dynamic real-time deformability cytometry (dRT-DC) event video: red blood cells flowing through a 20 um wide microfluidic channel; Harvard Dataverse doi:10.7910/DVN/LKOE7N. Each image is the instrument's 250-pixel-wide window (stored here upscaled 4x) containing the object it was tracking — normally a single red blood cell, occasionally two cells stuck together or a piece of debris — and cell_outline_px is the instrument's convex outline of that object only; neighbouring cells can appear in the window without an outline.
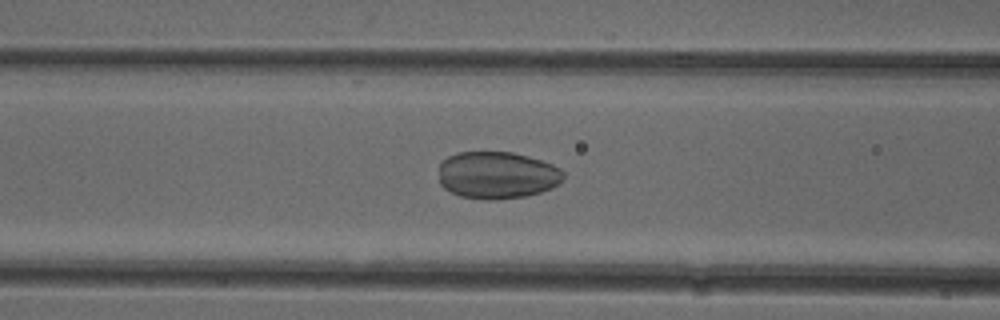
{"species": "common noctule bat (a hibernating species)", "species_latin": "Nyctalus noctula", "temperature_condition": "cold", "stored_images_in_passage": 48, "camera_frame_rate_fps": 3000, "um_per_image_px": 0.085, "animal": {"sex": "female"}, "frame": {"image": 1, "passage_image": 17, "time_ms": 5.333, "image_size_px": [1000, 320], "cell_outline_px": [[564, 176], [560, 184], [552, 188], [528, 196], [496, 200], [488, 200], [460, 196], [444, 188], [440, 184], [440, 164], [448, 156], [456, 152], [512, 152], [528, 156], [552, 164], [560, 168], [564, 172]], "centroid_in_image_um": [42.28, 14.89], "position_along_channel_um": 124.3, "area_um2": 34.51}}
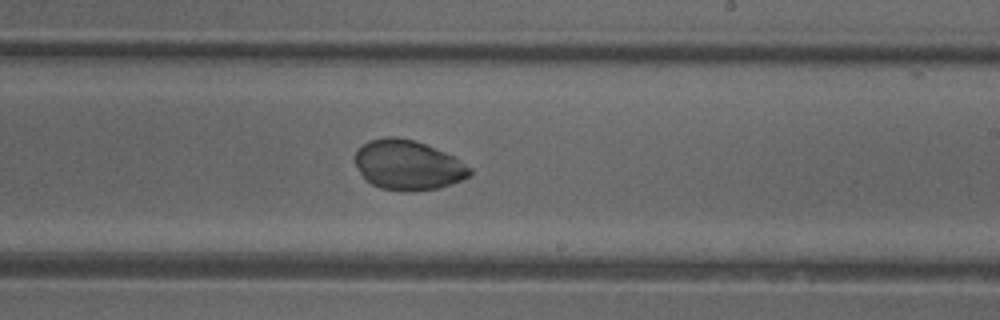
{"frame": {"image": 2, "passage_image": 27, "time_ms": 8.667, "image_size_px": [1000, 320], "cell_outline_px": [[472, 172], [464, 180], [440, 188], [412, 192], [408, 192], [380, 188], [372, 184], [360, 172], [356, 164], [356, 152], [368, 140], [388, 136], [396, 136], [412, 140], [424, 144], [444, 152], [460, 160], [472, 168]], "centroid_in_image_um": [34.71, 14.05], "position_along_channel_um": 254.3, "area_um2": 33.18}}
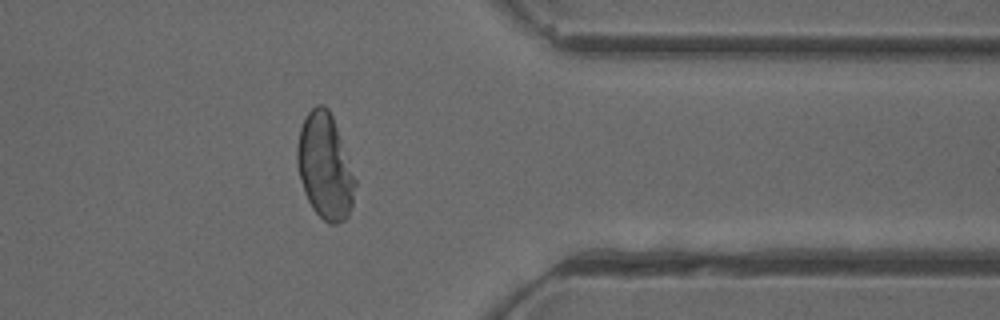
{"frame": {"image": 3, "passage_image": 38, "time_ms": 12.333, "image_size_px": [1000, 320], "cell_outline_px": [[356, 184], [352, 204], [348, 216], [344, 220], [336, 224], [328, 224], [312, 208], [304, 192], [300, 180], [296, 160], [296, 152], [300, 128], [308, 112], [316, 104], [324, 104], [328, 108], [332, 116], [356, 180]], "centroid_in_image_um": [27.61, 14.16], "position_along_channel_um": 383.8, "area_um2": 35.37}}